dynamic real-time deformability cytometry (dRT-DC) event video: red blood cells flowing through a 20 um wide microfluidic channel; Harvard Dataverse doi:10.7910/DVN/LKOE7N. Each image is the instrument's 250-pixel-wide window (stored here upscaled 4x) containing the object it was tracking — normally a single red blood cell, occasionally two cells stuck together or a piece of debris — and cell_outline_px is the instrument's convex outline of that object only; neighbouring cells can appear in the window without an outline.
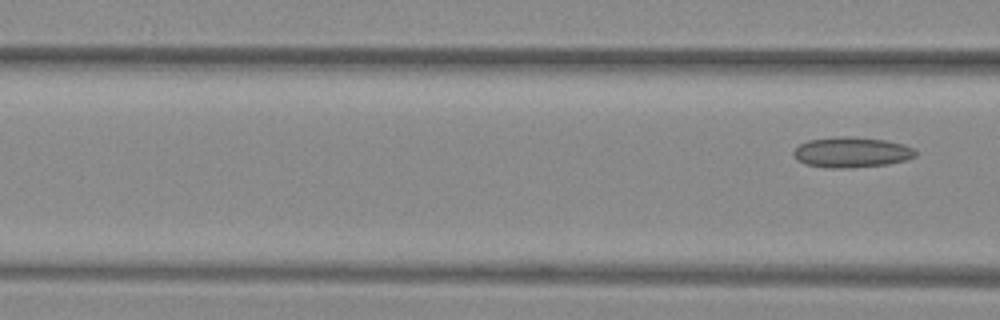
{"species": "common noctule bat (a hibernating species)", "species_latin": "Nyctalus noctula", "temperature_condition": "warm", "stored_images_in_passage": 16, "camera_frame_rate_fps": 3000, "um_per_image_px": 0.085, "animal": {"sex": "female", "body_mass_g": 29.2, "forearm_length_mm": 56.3}, "frame": {"image": 1, "passage_image": 16, "time_ms": 5.0, "image_size_px": [1000, 320], "cell_outline_px": [[916, 156], [904, 160], [888, 164], [848, 168], [828, 168], [808, 164], [796, 160], [792, 152], [800, 144], [808, 140], [840, 136], [852, 136], [884, 140], [904, 144], [916, 148]], "centroid_in_image_um": [72.39, 12.94], "position_along_channel_um": 94.2, "area_um2": 21.68}}